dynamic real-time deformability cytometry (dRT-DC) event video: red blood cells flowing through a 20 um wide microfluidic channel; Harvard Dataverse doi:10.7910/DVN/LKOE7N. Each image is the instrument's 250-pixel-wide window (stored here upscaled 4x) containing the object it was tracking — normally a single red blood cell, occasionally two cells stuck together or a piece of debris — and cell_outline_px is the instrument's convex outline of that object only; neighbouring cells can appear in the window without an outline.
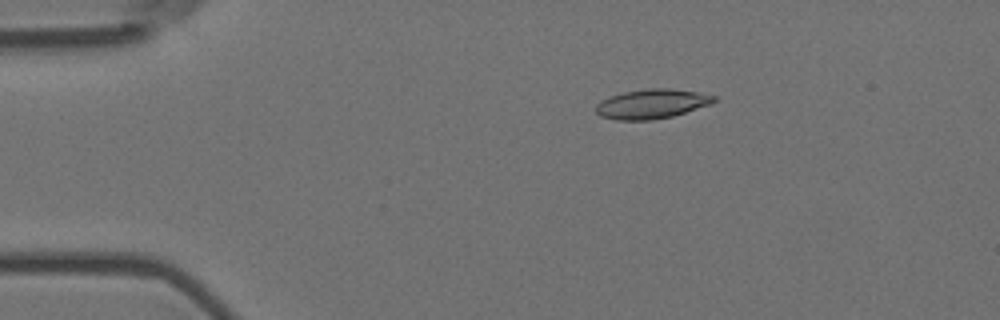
{"species": "Egyptian fruit bat (a non-hibernating species)", "species_latin": "Rousettus aegyptiacus", "temperature_condition": "room temperature", "stored_images_in_passage": 6, "camera_frame_rate_fps": 3000, "um_per_image_px": 0.085, "animal": {"sex": "female"}, "frame": {"image": 1, "passage_image": 3, "time_ms": 0.667, "image_size_px": [1000, 320], "cell_outline_px": [[716, 100], [712, 104], [672, 116], [652, 120], [616, 120], [600, 116], [596, 112], [596, 104], [600, 100], [624, 92], [648, 88], [668, 88], [700, 92], [716, 96]], "centroid_in_image_um": [55.41, 8.83], "position_along_channel_um": 29.6, "area_um2": 20.35}}
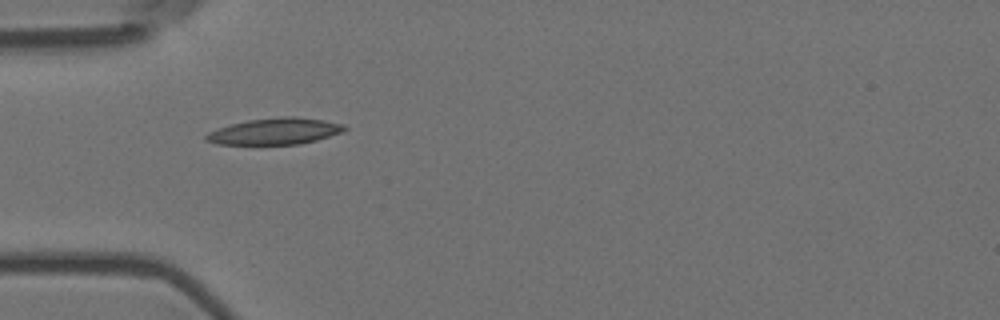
{"frame": {"image": 2, "passage_image": 5, "time_ms": 1.333, "image_size_px": [1000, 320], "cell_outline_px": [[348, 128], [344, 132], [316, 140], [300, 144], [216, 144], [204, 140], [204, 136], [208, 132], [232, 124], [248, 120], [284, 116], [296, 116], [324, 120], [344, 124]], "centroid_in_image_um": [23.41, 11.16], "position_along_channel_um": 61.6, "area_um2": 21.33}}
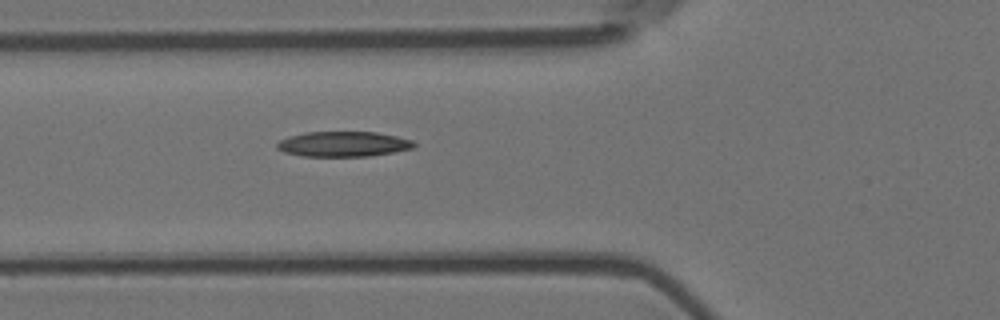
{"frame": {"image": 3, "passage_image": 6, "time_ms": 1.667, "image_size_px": [1000, 320], "cell_outline_px": [[416, 144], [412, 148], [392, 152], [368, 156], [304, 156], [284, 152], [276, 148], [276, 144], [280, 140], [288, 136], [304, 132], [376, 132], [396, 136], [412, 140]], "centroid_in_image_um": [29.14, 12.24], "position_along_channel_um": 96.7, "area_um2": 20.0}}